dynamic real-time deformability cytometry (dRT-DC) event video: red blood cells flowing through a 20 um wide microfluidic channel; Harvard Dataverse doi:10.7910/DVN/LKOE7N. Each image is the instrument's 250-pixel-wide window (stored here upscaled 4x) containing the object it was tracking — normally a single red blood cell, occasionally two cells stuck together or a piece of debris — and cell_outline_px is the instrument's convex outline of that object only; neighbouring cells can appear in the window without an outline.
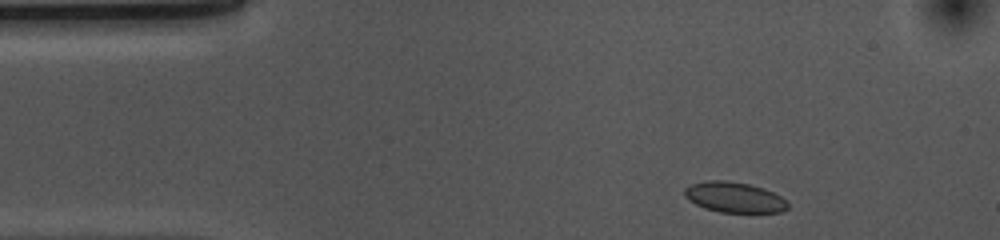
{"species": "common noctule bat (a hibernating species)", "species_latin": "Nyctalus noctula", "temperature_condition": "cold", "stored_images_in_passage": 38, "camera_frame_rate_fps": 3000, "um_per_image_px": 0.085, "animal": {"sex": "female", "body_mass_g": 10.0, "forearm_length_mm": 53.1}, "frame": {"image": 1, "passage_image": 2, "time_ms": 0.333, "image_size_px": [1000, 240], "cell_outline_px": [[788, 208], [780, 212], [720, 212], [704, 208], [688, 200], [684, 196], [684, 188], [688, 184], [704, 180], [728, 180], [748, 184], [764, 188], [780, 196], [788, 204]], "centroid_in_image_um": [62.35, 16.75], "position_along_channel_um": 22.6, "area_um2": 18.44}}
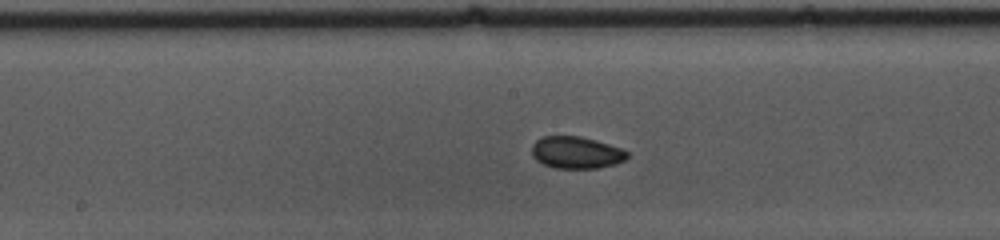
{"frame": {"image": 2, "passage_image": 21, "time_ms": 6.667, "image_size_px": [1000, 240], "cell_outline_px": [[628, 156], [624, 160], [616, 164], [596, 168], [552, 168], [536, 160], [532, 156], [532, 144], [536, 140], [544, 136], [580, 136], [596, 140], [620, 148], [628, 152]], "centroid_in_image_um": [48.96, 12.97], "position_along_channel_um": 199.2, "area_um2": 17.8}}
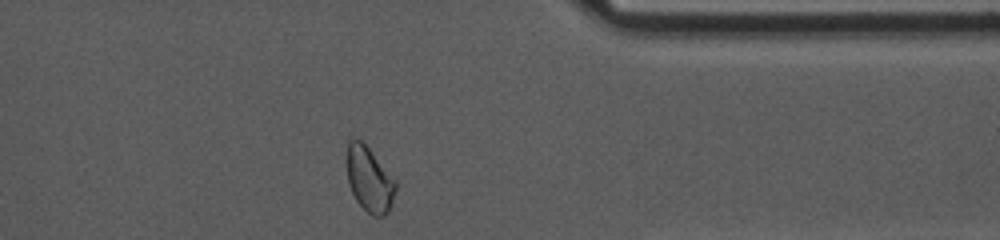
{"frame": {"image": 3, "passage_image": 37, "time_ms": 12.0, "image_size_px": [1000, 240], "cell_outline_px": [[396, 188], [388, 212], [384, 216], [372, 216], [356, 200], [348, 184], [344, 160], [348, 140], [352, 136], [360, 140], [368, 148], [396, 180]], "centroid_in_image_um": [31.33, 15.19], "position_along_channel_um": 380.1, "area_um2": 18.79}, "authors_computed_cell_mechanics": {"area_um2": 17.918, "velocity_mm_per_s": 3.6638, "shape_relaxation_time_tau1_ms": null, "shape_relaxation_time_tau2_ms": 6.1402, "deformation_change_tau1": null, "deformation_change_tau2": 0.0902}}